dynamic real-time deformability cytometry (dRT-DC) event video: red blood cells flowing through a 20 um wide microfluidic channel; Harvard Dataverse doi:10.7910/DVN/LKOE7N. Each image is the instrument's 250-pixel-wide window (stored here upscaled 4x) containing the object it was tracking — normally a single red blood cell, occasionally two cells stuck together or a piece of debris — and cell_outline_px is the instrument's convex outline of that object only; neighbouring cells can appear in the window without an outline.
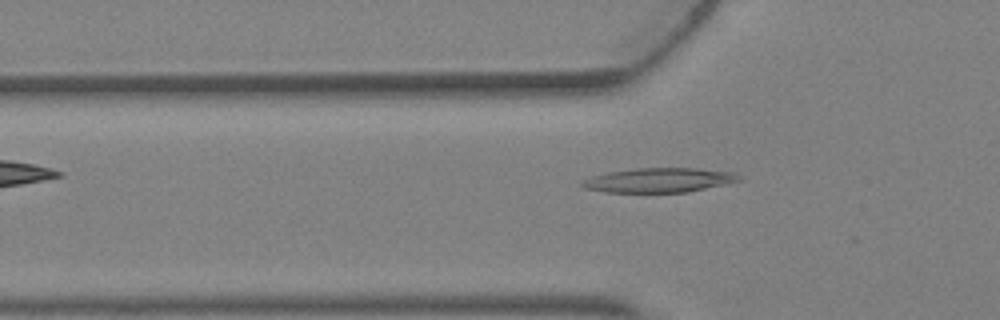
{"species": "Egyptian fruit bat (a non-hibernating species)", "species_latin": "Rousettus aegyptiacus", "temperature_condition": "warm", "stored_images_in_passage": 3, "camera_frame_rate_fps": 3000, "um_per_image_px": 0.085, "animal": {"sex": "female"}, "frame": {"image": 1, "passage_image": 3, "time_ms": 0.667, "image_size_px": [1000, 320], "cell_outline_px": [[740, 180], [728, 184], [688, 192], [604, 192], [584, 188], [580, 184], [580, 180], [592, 176], [608, 172], [636, 168], [696, 168], [732, 172], [740, 176]], "centroid_in_image_um": [55.99, 15.31], "position_along_channel_um": 69.8, "area_um2": 22.43}}